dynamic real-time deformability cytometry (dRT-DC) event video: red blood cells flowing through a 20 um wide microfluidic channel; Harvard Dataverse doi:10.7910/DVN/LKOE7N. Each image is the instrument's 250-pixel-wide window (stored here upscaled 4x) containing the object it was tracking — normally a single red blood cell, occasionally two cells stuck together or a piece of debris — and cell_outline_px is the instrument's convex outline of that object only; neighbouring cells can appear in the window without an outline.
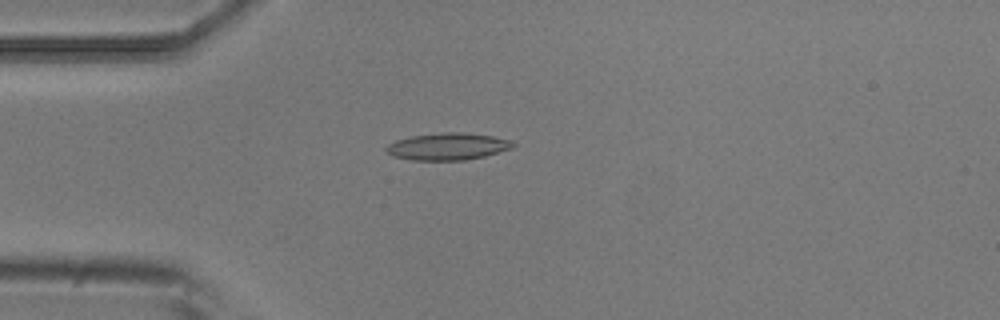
{"species": "common noctule bat (a hibernating species)", "species_latin": "Nyctalus noctula", "temperature_condition": "room temperature", "stored_images_in_passage": 4, "camera_frame_rate_fps": 3000, "um_per_image_px": 0.085, "animal": {"sex": "male", "body_mass_g": 20.5, "forearm_length_mm": 52.5}, "frame": {"image": 1, "passage_image": 4, "time_ms": 1.0, "image_size_px": [1000, 320], "cell_outline_px": [[516, 144], [512, 148], [484, 156], [464, 160], [412, 160], [392, 156], [384, 152], [384, 148], [388, 144], [396, 140], [412, 136], [444, 132], [464, 132], [492, 136], [512, 140]], "centroid_in_image_um": [38.03, 12.45], "position_along_channel_um": 47.0, "area_um2": 20.06}}